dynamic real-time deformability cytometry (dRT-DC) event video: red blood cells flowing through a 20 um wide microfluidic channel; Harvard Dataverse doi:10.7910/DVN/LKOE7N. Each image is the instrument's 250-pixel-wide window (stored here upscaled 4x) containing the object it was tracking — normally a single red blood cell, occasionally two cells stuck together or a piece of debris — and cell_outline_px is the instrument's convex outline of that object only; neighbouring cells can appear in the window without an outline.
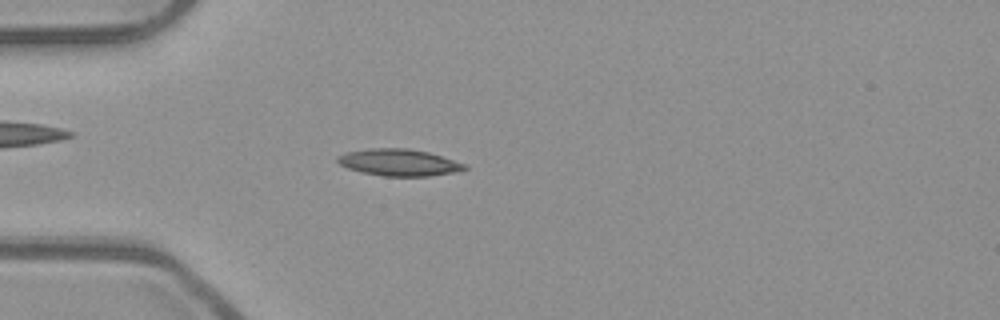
{"species": "common noctule bat (a hibernating species)", "species_latin": "Nyctalus noctula", "temperature_condition": "room temperature", "stored_images_in_passage": 39, "camera_frame_rate_fps": 3000, "um_per_image_px": 0.085, "animal": {"sex": "male", "body_mass_g": 23.1, "forearm_length_mm": 52.7}, "frame": {"image": 1, "passage_image": 2, "time_ms": 0.333, "image_size_px": [1000, 320], "cell_outline_px": [[468, 168], [452, 172], [428, 176], [384, 176], [364, 172], [348, 168], [340, 164], [336, 160], [336, 156], [348, 152], [372, 148], [408, 148], [428, 152], [464, 164]], "centroid_in_image_um": [33.87, 13.8], "position_along_channel_um": 51.1, "area_um2": 19.42}}
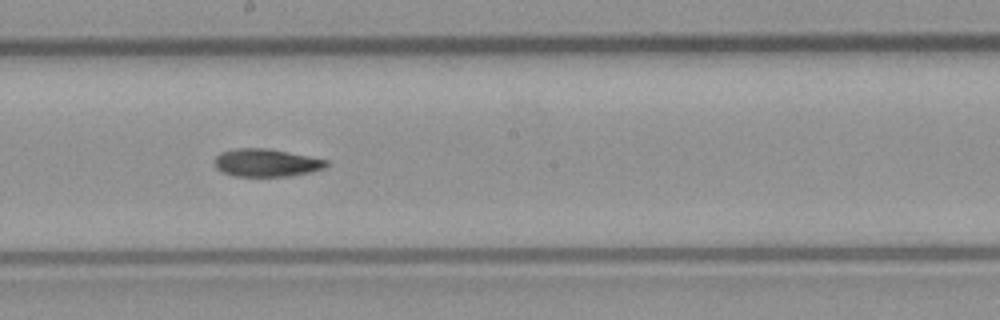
{"frame": {"image": 2, "passage_image": 16, "time_ms": 5.0, "image_size_px": [1000, 320], "cell_outline_px": [[328, 164], [324, 168], [308, 172], [288, 176], [232, 176], [220, 172], [216, 168], [216, 156], [220, 152], [236, 148], [268, 148], [328, 160]], "centroid_in_image_um": [22.6, 13.83], "position_along_channel_um": 225.6, "area_um2": 18.03}}
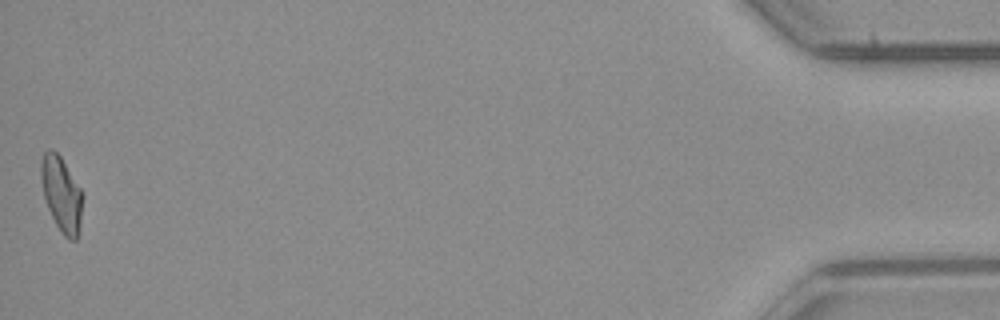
{"frame": {"image": 3, "passage_image": 39, "time_ms": 12.667, "image_size_px": [1000, 320], "cell_outline_px": [[80, 224], [76, 240], [68, 240], [64, 236], [56, 224], [48, 208], [44, 196], [40, 180], [40, 160], [44, 152], [48, 148], [52, 148], [60, 156], [80, 188]], "centroid_in_image_um": [5.16, 16.46], "position_along_channel_um": 430.0, "area_um2": 17.74}, "authors_computed_cell_mechanics": {"area_um2": 18.2648, "velocity_mm_per_s": 3.9722, "shape_relaxation_time_tau1_ms": null, "shape_relaxation_time_tau2_ms": 3.291, "deformation_change_tau1": null, "deformation_change_tau2": 0.0902}}